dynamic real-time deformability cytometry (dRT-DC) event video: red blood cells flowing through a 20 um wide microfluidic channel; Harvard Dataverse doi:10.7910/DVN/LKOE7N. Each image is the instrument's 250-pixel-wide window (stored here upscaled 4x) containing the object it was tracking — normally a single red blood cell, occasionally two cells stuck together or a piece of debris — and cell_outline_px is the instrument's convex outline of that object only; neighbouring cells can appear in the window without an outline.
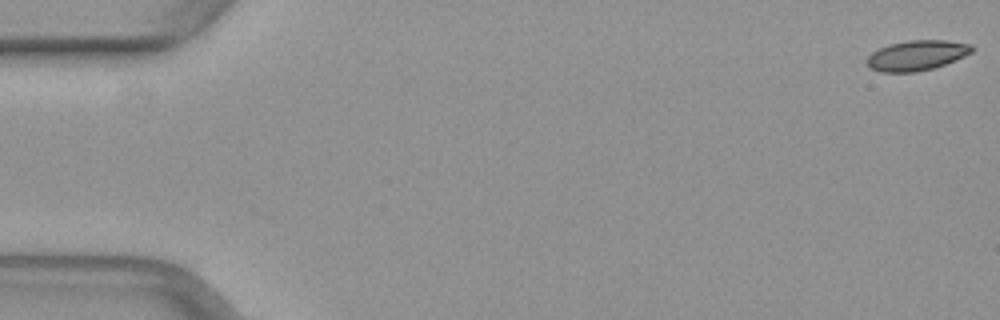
{"species": "common noctule bat (a hibernating species)", "species_latin": "Nyctalus noctula", "temperature_condition": "warm", "stored_images_in_passage": 10, "camera_frame_rate_fps": 3000, "um_per_image_px": 0.085, "animal": {"sex": "female", "body_mass_g": 29.2, "forearm_length_mm": 56.3}, "frame": {"image": 1, "passage_image": 1, "time_ms": 0.0, "image_size_px": [1000, 320], "cell_outline_px": [[976, 48], [972, 52], [964, 56], [944, 64], [932, 68], [916, 72], [880, 72], [868, 68], [868, 56], [872, 52], [888, 44], [908, 40], [944, 40], [972, 44]], "centroid_in_image_um": [77.93, 4.7], "position_along_channel_um": 7.1, "area_um2": 18.44}}